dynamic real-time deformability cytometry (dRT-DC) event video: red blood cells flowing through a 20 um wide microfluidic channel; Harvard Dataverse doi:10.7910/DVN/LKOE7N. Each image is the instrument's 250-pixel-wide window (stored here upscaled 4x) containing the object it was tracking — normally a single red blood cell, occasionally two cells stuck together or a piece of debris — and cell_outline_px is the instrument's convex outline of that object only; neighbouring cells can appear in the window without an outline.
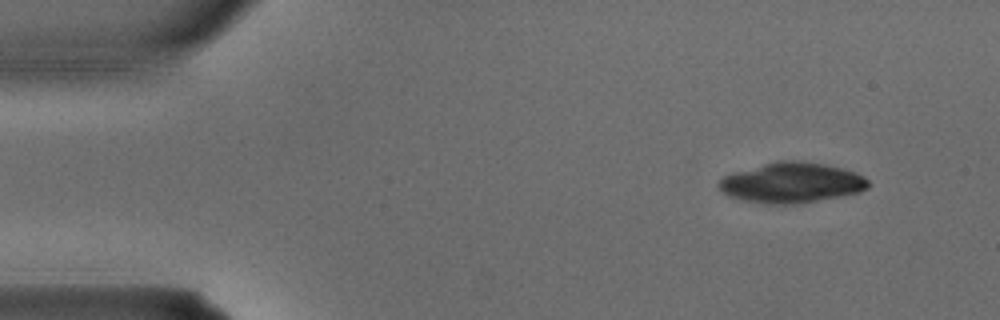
{"species": "common noctule bat (a hibernating species)", "species_latin": "Nyctalus noctula", "temperature_condition": "warm", "stored_images_in_passage": 2, "camera_frame_rate_fps": 3000, "um_per_image_px": 0.085, "animal": {"sex": "male", "body_mass_g": 15.6}, "frame": {"image": 1, "passage_image": 2, "time_ms": 0.333, "image_size_px": [1000, 320], "cell_outline_px": [[868, 188], [860, 192], [800, 204], [764, 204], [740, 200], [728, 196], [720, 192], [716, 184], [724, 176], [736, 172], [764, 164], [780, 160], [796, 160], [824, 164], [856, 172], [864, 176], [868, 180]], "centroid_in_image_um": [67.26, 15.55], "position_along_channel_um": 17.7, "area_um2": 35.2}}